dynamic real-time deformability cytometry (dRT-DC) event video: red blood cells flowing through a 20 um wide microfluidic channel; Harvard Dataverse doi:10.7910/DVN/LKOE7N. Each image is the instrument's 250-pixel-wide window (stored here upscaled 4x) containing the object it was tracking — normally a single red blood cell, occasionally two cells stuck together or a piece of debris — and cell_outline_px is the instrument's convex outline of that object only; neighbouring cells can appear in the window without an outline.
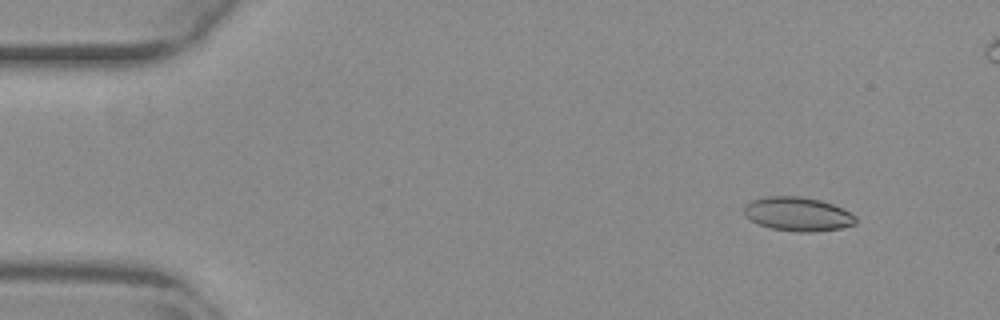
{"species": "common noctule bat (a hibernating species)", "species_latin": "Nyctalus noctula", "temperature_condition": "warm", "stored_images_in_passage": 48, "camera_frame_rate_fps": 3000, "um_per_image_px": 0.085, "animal": {"sex": "female", "body_mass_g": 29.2, "forearm_length_mm": 56.3}, "frame": {"image": 1, "passage_image": 1, "time_ms": 0.0, "image_size_px": [1000, 320], "cell_outline_px": [[856, 224], [840, 228], [812, 232], [796, 232], [772, 228], [756, 224], [744, 216], [744, 204], [752, 200], [764, 196], [800, 196], [820, 200], [844, 208], [852, 212], [856, 216]], "centroid_in_image_um": [67.8, 18.19], "position_along_channel_um": 17.2, "area_um2": 22.43}}
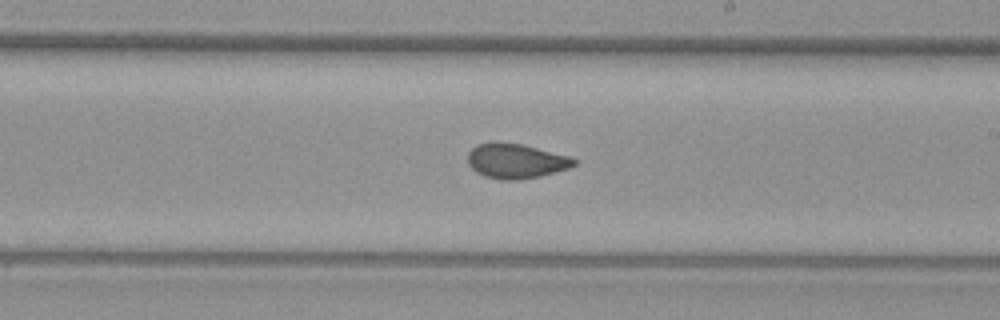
{"frame": {"image": 2, "passage_image": 27, "time_ms": 8.667, "image_size_px": [1000, 320], "cell_outline_px": [[576, 164], [568, 168], [540, 176], [516, 180], [500, 180], [484, 176], [476, 172], [468, 164], [468, 152], [476, 144], [492, 140], [496, 140], [520, 144], [572, 156], [576, 160]], "centroid_in_image_um": [43.81, 13.66], "position_along_channel_um": 245.2, "area_um2": 21.85}}
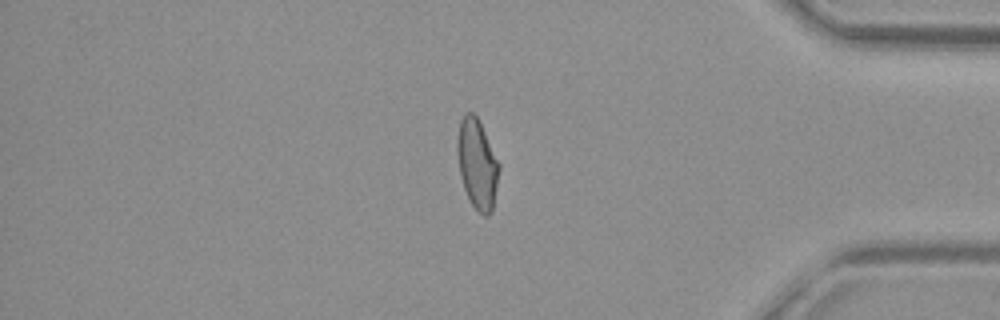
{"frame": {"image": 3, "passage_image": 41, "time_ms": 13.333, "image_size_px": [1000, 320], "cell_outline_px": [[500, 168], [492, 212], [488, 216], [484, 216], [472, 204], [464, 188], [460, 176], [456, 152], [456, 136], [460, 120], [464, 112], [472, 112], [476, 116], [500, 164]], "centroid_in_image_um": [40.54, 13.92], "position_along_channel_um": 394.7, "area_um2": 21.85}}